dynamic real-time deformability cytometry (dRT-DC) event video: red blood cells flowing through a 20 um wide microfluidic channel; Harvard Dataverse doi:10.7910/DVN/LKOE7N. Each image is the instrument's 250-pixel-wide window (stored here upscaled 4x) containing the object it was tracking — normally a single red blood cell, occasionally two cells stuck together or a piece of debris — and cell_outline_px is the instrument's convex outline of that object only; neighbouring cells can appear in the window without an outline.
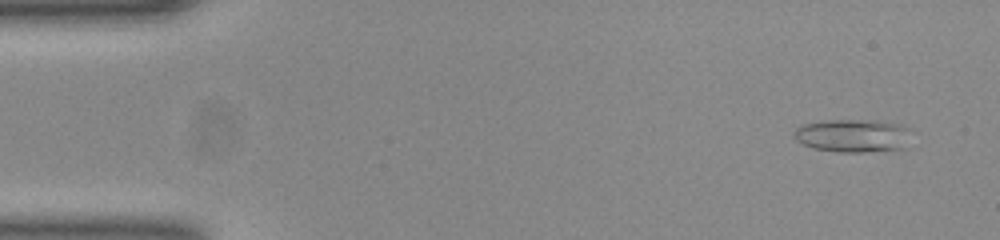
{"species": "common noctule bat (a hibernating species)", "species_latin": "Nyctalus noctula", "temperature_condition": "room temperature", "stored_images_in_passage": 52, "camera_frame_rate_fps": 3000, "um_per_image_px": 0.085, "animal": {"sex": "female", "body_mass_g": 23.0, "forearm_length_mm": 53.4}, "frame": {"image": 1, "passage_image": 3, "time_ms": 0.667, "image_size_px": [1000, 240], "cell_outline_px": [[908, 148], [864, 152], [836, 152], [812, 148], [796, 140], [792, 136], [796, 128], [800, 124], [820, 120], [876, 120], [900, 124], [908, 128]], "centroid_in_image_um": [72.46, 11.53], "position_along_channel_um": 12.5, "area_um2": 23.0}}
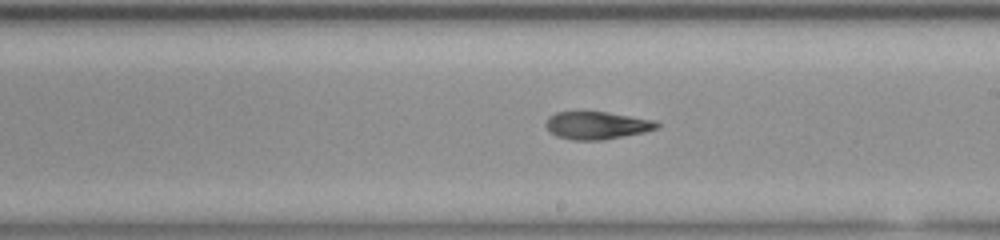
{"frame": {"image": 2, "passage_image": 29, "time_ms": 9.333, "image_size_px": [1000, 240], "cell_outline_px": [[660, 124], [656, 128], [644, 132], [600, 140], [572, 140], [556, 136], [544, 124], [548, 116], [556, 112], [608, 112], [652, 120]], "centroid_in_image_um": [50.68, 10.65], "position_along_channel_um": 238.3, "area_um2": 17.63}}
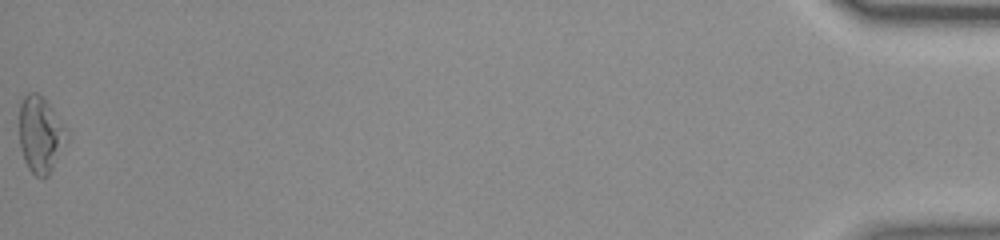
{"frame": {"image": 3, "passage_image": 52, "time_ms": 17.0, "image_size_px": [1000, 240], "cell_outline_px": [[68, 136], [48, 176], [36, 176], [28, 168], [24, 160], [20, 148], [20, 104], [24, 96], [28, 92], [36, 92], [48, 104], [64, 124]], "centroid_in_image_um": [3.42, 11.43], "position_along_channel_um": 431.8, "area_um2": 20.58}, "authors_computed_cell_mechanics": {"area_um2": 18.9006, "velocity_mm_per_s": 3.8978, "shape_relaxation_time_tau1_ms": null, "shape_relaxation_time_tau2_ms": 4.721, "deformation_change_tau1": null, "deformation_change_tau2": 0.1337}}